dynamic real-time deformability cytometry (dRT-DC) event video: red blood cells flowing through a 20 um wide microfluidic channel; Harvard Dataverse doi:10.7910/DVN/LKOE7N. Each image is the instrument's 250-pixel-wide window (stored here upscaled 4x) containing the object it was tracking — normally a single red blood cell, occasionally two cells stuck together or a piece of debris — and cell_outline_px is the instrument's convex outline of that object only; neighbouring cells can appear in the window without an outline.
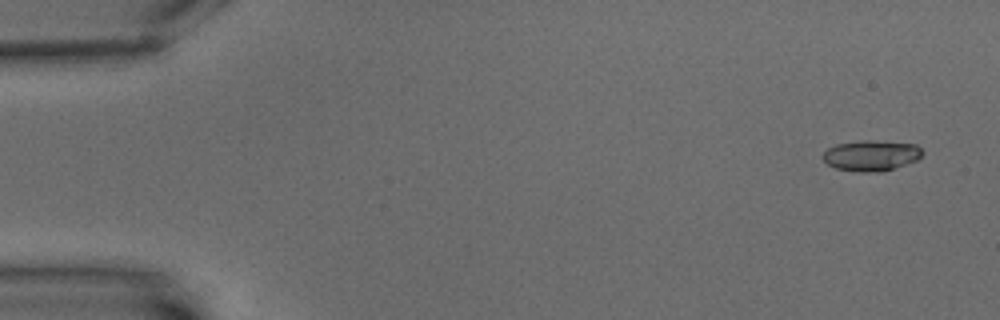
{"species": "common noctule bat (a hibernating species)", "species_latin": "Nyctalus noctula", "temperature_condition": "warm", "stored_images_in_passage": 3, "camera_frame_rate_fps": 3000, "um_per_image_px": 0.085, "animal": {"sex": "male", "body_mass_g": 15.6}, "frame": {"image": 1, "passage_image": 1, "time_ms": 0.0, "image_size_px": [1000, 320], "cell_outline_px": [[924, 152], [916, 160], [880, 172], [860, 172], [836, 168], [828, 164], [820, 156], [828, 148], [836, 144], [864, 140], [868, 140], [916, 144]], "centroid_in_image_um": [74.02, 13.21], "position_along_channel_um": 11.0, "area_um2": 17.57}}